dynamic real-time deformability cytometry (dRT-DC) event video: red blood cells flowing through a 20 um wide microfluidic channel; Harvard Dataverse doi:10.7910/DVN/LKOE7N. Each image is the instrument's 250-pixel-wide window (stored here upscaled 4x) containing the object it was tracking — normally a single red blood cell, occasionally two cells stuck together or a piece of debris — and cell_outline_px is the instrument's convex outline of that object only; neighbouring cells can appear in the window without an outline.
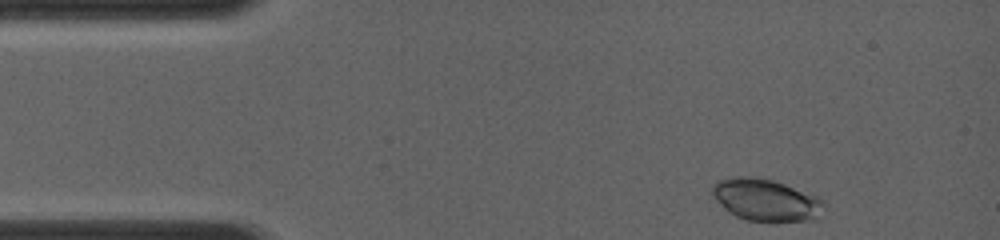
{"species": "common noctule bat (a hibernating species)", "species_latin": "Nyctalus noctula", "temperature_condition": "room temperature", "stored_images_in_passage": 51, "camera_frame_rate_fps": 4000, "um_per_image_px": 0.085, "animal": {"sex": "female", "body_mass_g": 19.0, "forearm_length_mm": 56.7}, "frame": {"image": 1, "passage_image": 1, "time_ms": 0.0, "image_size_px": [1000, 240], "cell_outline_px": [[824, 204], [820, 220], [772, 224], [748, 220], [736, 216], [728, 212], [712, 196], [712, 184], [720, 180], [732, 176], [752, 176], [772, 180], [820, 196], [824, 200]], "centroid_in_image_um": [65.17, 17.04], "position_along_channel_um": 19.8, "area_um2": 28.44}}
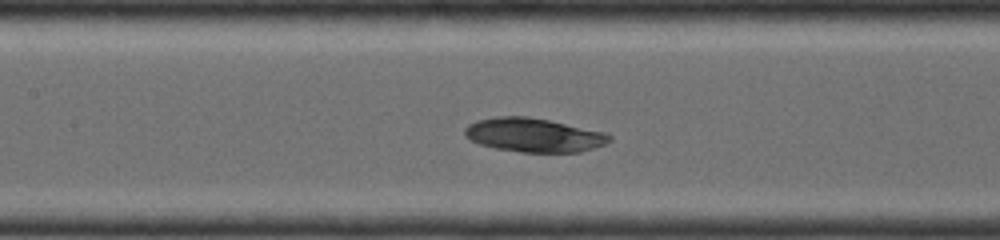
{"frame": {"image": 2, "passage_image": 23, "time_ms": 4.75, "image_size_px": [1000, 240], "cell_outline_px": [[612, 140], [604, 144], [580, 152], [520, 152], [496, 148], [480, 144], [468, 140], [464, 136], [464, 128], [468, 124], [476, 120], [500, 116], [524, 116], [548, 120], [608, 132], [612, 136]], "centroid_in_image_um": [45.36, 11.48], "position_along_channel_um": 162.0, "area_um2": 28.73}}
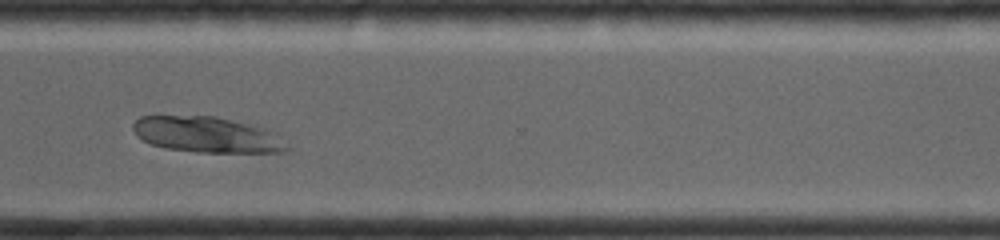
{"frame": {"image": 3, "passage_image": 42, "time_ms": 9.0, "image_size_px": [1000, 240], "cell_outline_px": [[288, 148], [284, 152], [196, 152], [164, 148], [152, 144], [136, 136], [132, 128], [132, 124], [140, 116], [212, 116], [248, 124], [260, 128], [268, 132]], "centroid_in_image_um": [17.43, 11.45], "position_along_channel_um": 353.2, "area_um2": 31.15}}